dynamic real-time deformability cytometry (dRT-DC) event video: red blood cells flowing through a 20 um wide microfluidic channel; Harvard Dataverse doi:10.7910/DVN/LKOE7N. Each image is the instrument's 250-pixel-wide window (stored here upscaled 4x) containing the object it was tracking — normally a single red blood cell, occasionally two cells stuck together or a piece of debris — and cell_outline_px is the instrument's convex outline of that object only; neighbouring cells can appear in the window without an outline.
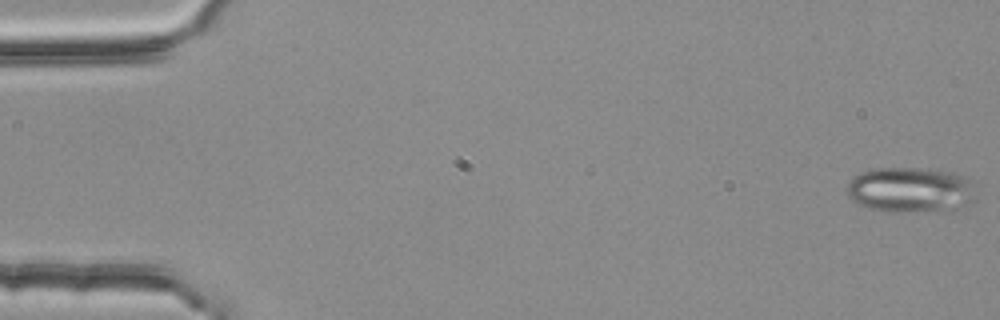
{"species": "common noctule bat (a hibernating species)", "species_latin": "Nyctalus noctula", "temperature_condition": "room temperature", "stored_images_in_passage": 5, "camera_frame_rate_fps": 3000, "um_per_image_px": 0.085, "animal": {"sex": "female", "body_mass_g": 25.1}, "frame": {"image": 1, "passage_image": 5, "time_ms": 1.333, "image_size_px": [1000, 320], "cell_outline_px": [[980, 184], [976, 200], [952, 212], [892, 212], [872, 208], [856, 204], [848, 196], [848, 184], [852, 176], [860, 172], [876, 168], [920, 168], [952, 172], [968, 176], [976, 180]], "centroid_in_image_um": [77.56, 16.15], "position_along_channel_um": 7.4, "area_um2": 35.6}}